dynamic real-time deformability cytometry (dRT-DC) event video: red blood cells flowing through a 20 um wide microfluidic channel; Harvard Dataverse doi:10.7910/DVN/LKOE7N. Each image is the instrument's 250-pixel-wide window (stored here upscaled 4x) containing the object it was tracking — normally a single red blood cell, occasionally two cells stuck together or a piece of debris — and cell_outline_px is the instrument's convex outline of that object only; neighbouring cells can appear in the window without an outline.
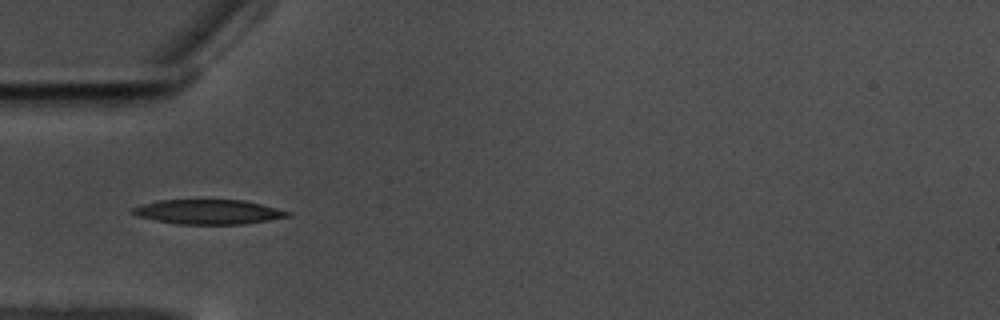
{"species": "common noctule bat (a hibernating species)", "species_latin": "Nyctalus noctula", "temperature_condition": "warm", "stored_images_in_passage": 41, "camera_frame_rate_fps": 3000, "um_per_image_px": 0.085, "animal": {"sex": "male", "body_mass_g": 17.5, "forearm_length_mm": 52.3}, "frame": {"image": 1, "passage_image": 1, "time_ms": 0.0, "image_size_px": [1000, 320], "cell_outline_px": [[292, 216], [244, 224], [180, 224], [156, 220], [140, 216], [132, 212], [132, 208], [144, 204], [160, 200], [244, 200], [292, 212]], "centroid_in_image_um": [17.78, 18.01], "position_along_channel_um": 67.2, "area_um2": 21.91}}
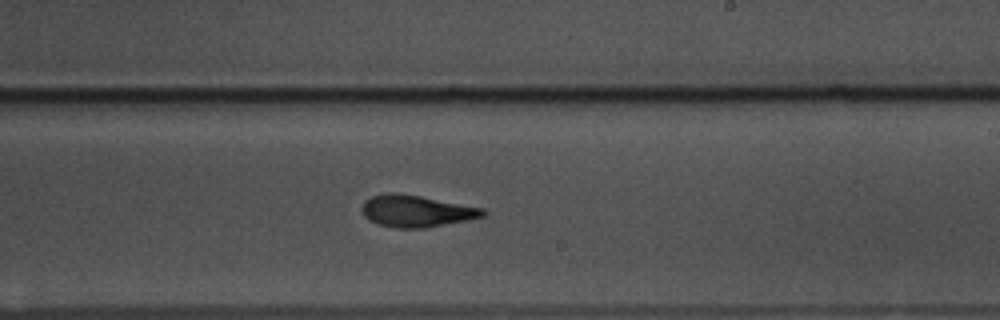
{"frame": {"image": 2, "passage_image": 17, "time_ms": 5.333, "image_size_px": [1000, 320], "cell_outline_px": [[488, 212], [484, 216], [424, 228], [396, 228], [376, 224], [368, 220], [364, 216], [360, 208], [364, 200], [372, 196], [388, 192], [396, 192], [420, 196], [484, 208]], "centroid_in_image_um": [35.33, 17.93], "position_along_channel_um": 253.7, "area_um2": 22.48}}
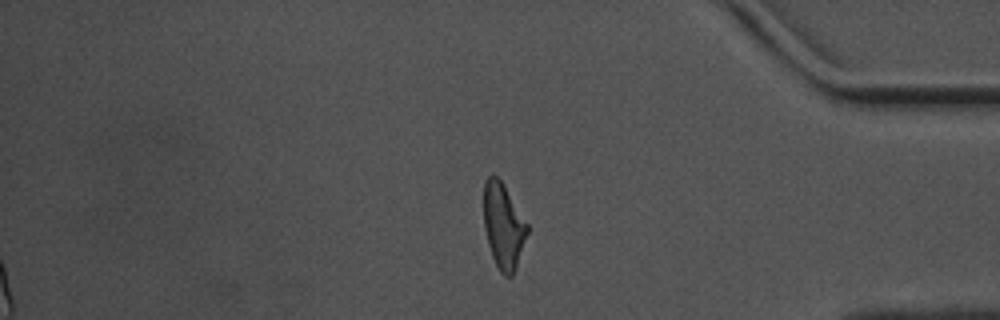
{"frame": {"image": 3, "passage_image": 31, "time_ms": 10.0, "image_size_px": [1000, 320], "cell_outline_px": [[528, 232], [516, 268], [512, 276], [504, 276], [500, 272], [492, 256], [488, 244], [484, 228], [484, 180], [488, 176], [496, 176], [500, 180], [528, 224]], "centroid_in_image_um": [42.78, 19.23], "position_along_channel_um": 392.4, "area_um2": 21.39}, "authors_computed_cell_mechanics": {"area_um2": 22.1374, "velocity_mm_per_s": 3.5099, "shape_relaxation_time_tau1_ms": 3.7326, "shape_relaxation_time_tau2_ms": 2.7675, "deformation_change_tau1": 0.1694, "deformation_change_tau2": 0.1071}}